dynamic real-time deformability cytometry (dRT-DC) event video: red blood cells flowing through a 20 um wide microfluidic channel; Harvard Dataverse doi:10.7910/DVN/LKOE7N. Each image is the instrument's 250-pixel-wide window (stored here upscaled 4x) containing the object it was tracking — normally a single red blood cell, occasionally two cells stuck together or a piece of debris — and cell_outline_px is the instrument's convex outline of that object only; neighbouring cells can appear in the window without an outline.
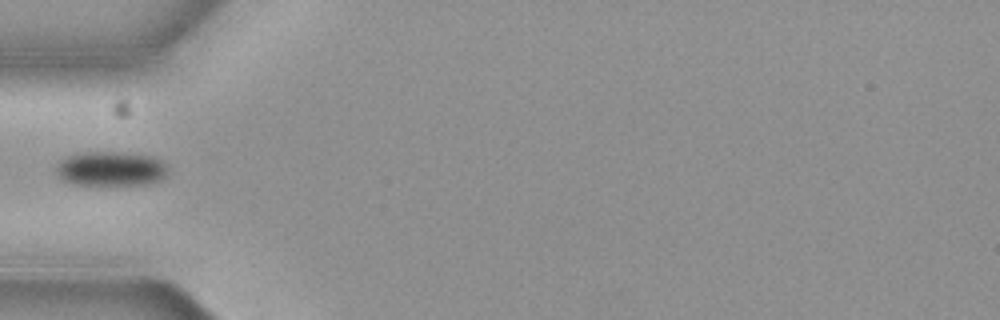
{"species": "common noctule bat (a hibernating species)", "species_latin": "Nyctalus noctula", "temperature_condition": "cold", "stored_images_in_passage": 3, "camera_frame_rate_fps": 3000, "um_per_image_px": 0.085, "animal": {"sex": "female", "body_mass_g": 19.3, "forearm_length_mm": 54.1}, "frame": {"image": 1, "passage_image": 2, "time_ms": 0.333, "image_size_px": [1000, 320], "cell_outline_px": [[168, 168], [164, 176], [160, 180], [152, 184], [72, 184], [60, 180], [56, 176], [56, 164], [60, 160], [76, 152], [116, 152], [152, 156], [160, 160]], "centroid_in_image_um": [9.35, 14.34], "position_along_channel_um": 75.6, "area_um2": 22.6}}
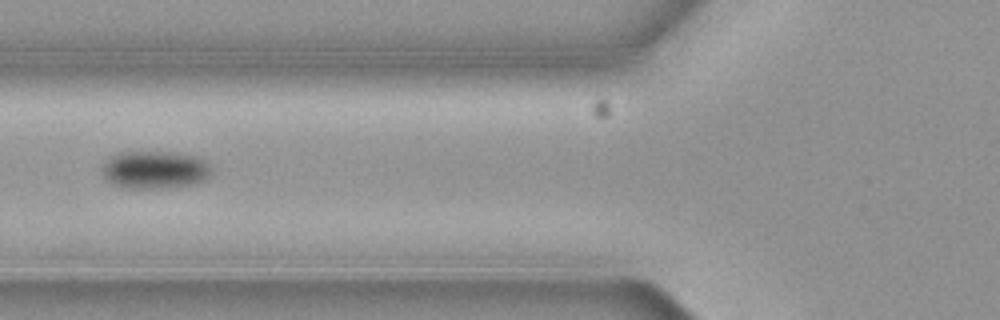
{"frame": {"image": 2, "passage_image": 3, "time_ms": 0.667, "image_size_px": [1000, 320], "cell_outline_px": [[212, 172], [204, 180], [192, 184], [160, 188], [128, 188], [112, 184], [100, 172], [100, 168], [108, 156], [120, 152], [168, 152], [200, 156], [212, 168]], "centroid_in_image_um": [13.12, 14.42], "position_along_channel_um": 112.7, "area_um2": 24.28}}